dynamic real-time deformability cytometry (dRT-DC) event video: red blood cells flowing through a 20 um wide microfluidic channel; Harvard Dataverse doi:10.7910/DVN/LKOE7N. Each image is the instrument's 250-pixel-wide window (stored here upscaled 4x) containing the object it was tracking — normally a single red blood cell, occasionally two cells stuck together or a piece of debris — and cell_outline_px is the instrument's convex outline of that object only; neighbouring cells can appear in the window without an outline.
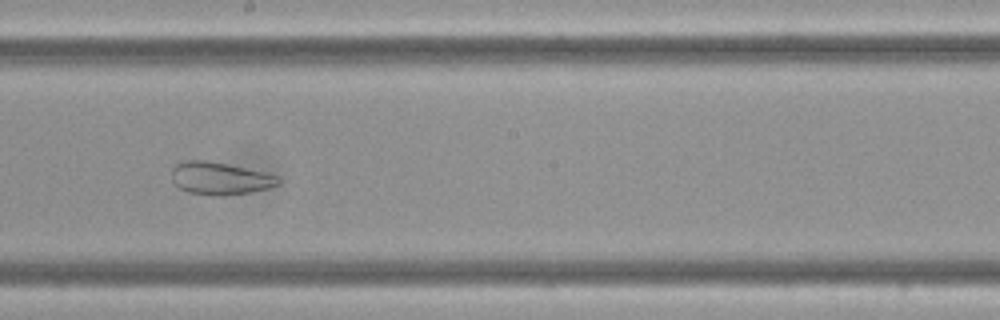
{"species": "Egyptian fruit bat (a non-hibernating species)", "species_latin": "Rousettus aegyptiacus", "temperature_condition": "cold", "stored_images_in_passage": 9, "camera_frame_rate_fps": 3000, "um_per_image_px": 0.085, "frame": {"image": 1, "passage_image": 8, "time_ms": 2.333, "image_size_px": [1000, 320], "cell_outline_px": [[280, 184], [268, 188], [248, 192], [216, 196], [188, 192], [180, 188], [172, 180], [172, 168], [176, 164], [184, 160], [208, 160], [228, 164], [264, 172], [280, 176]], "centroid_in_image_um": [18.7, 15.15], "position_along_channel_um": 229.5, "area_um2": 20.17}}